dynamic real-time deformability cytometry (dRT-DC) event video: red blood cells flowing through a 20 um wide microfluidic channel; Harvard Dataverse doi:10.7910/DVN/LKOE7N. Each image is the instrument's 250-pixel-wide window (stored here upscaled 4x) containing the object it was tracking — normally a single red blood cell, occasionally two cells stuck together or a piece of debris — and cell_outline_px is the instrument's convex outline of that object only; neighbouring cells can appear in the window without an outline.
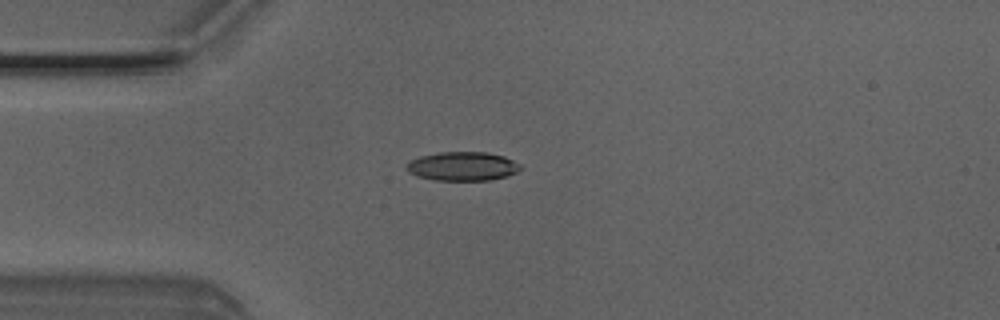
{"species": "Egyptian fruit bat (a non-hibernating species)", "species_latin": "Rousettus aegyptiacus", "temperature_condition": "room temperature", "stored_images_in_passage": 3, "camera_frame_rate_fps": 3000, "um_per_image_px": 0.085, "animal": {"sex": "male"}, "frame": {"image": 1, "passage_image": 3, "time_ms": 0.667, "image_size_px": [1000, 320], "cell_outline_px": [[524, 168], [508, 176], [492, 180], [436, 180], [416, 176], [408, 172], [404, 168], [412, 160], [420, 156], [440, 152], [488, 152], [504, 156], [520, 164]], "centroid_in_image_um": [39.34, 14.13], "position_along_channel_um": 45.7, "area_um2": 19.31}}